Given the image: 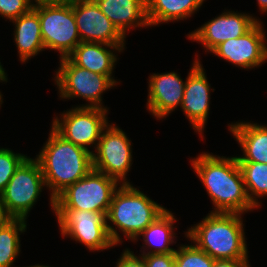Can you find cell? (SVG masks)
<instances>
[{
    "label": "cell",
    "instance_id": "obj_1",
    "mask_svg": "<svg viewBox=\"0 0 267 267\" xmlns=\"http://www.w3.org/2000/svg\"><path fill=\"white\" fill-rule=\"evenodd\" d=\"M190 164L213 205V210L209 212L243 215L257 210L247 196L236 156H219L202 151L190 158Z\"/></svg>",
    "mask_w": 267,
    "mask_h": 267
},
{
    "label": "cell",
    "instance_id": "obj_2",
    "mask_svg": "<svg viewBox=\"0 0 267 267\" xmlns=\"http://www.w3.org/2000/svg\"><path fill=\"white\" fill-rule=\"evenodd\" d=\"M40 164L49 205L54 212V198L67 186L86 176L93 168L92 153L67 141L52 127L48 139L34 157Z\"/></svg>",
    "mask_w": 267,
    "mask_h": 267
},
{
    "label": "cell",
    "instance_id": "obj_3",
    "mask_svg": "<svg viewBox=\"0 0 267 267\" xmlns=\"http://www.w3.org/2000/svg\"><path fill=\"white\" fill-rule=\"evenodd\" d=\"M238 213H208L184 232L192 242L214 260L249 259L245 221Z\"/></svg>",
    "mask_w": 267,
    "mask_h": 267
},
{
    "label": "cell",
    "instance_id": "obj_4",
    "mask_svg": "<svg viewBox=\"0 0 267 267\" xmlns=\"http://www.w3.org/2000/svg\"><path fill=\"white\" fill-rule=\"evenodd\" d=\"M139 188L132 183L121 184L113 194L106 223L109 236L116 246L123 243L122 235L126 241L133 242L167 210Z\"/></svg>",
    "mask_w": 267,
    "mask_h": 267
},
{
    "label": "cell",
    "instance_id": "obj_5",
    "mask_svg": "<svg viewBox=\"0 0 267 267\" xmlns=\"http://www.w3.org/2000/svg\"><path fill=\"white\" fill-rule=\"evenodd\" d=\"M58 69L53 75L54 85L58 89L60 100L75 98L86 101L72 107L108 109L103 102V94L117 85L106 75L89 71L74 65L67 57L59 58Z\"/></svg>",
    "mask_w": 267,
    "mask_h": 267
},
{
    "label": "cell",
    "instance_id": "obj_6",
    "mask_svg": "<svg viewBox=\"0 0 267 267\" xmlns=\"http://www.w3.org/2000/svg\"><path fill=\"white\" fill-rule=\"evenodd\" d=\"M33 9L38 13L45 50L67 57L81 42L73 12V0L38 2Z\"/></svg>",
    "mask_w": 267,
    "mask_h": 267
},
{
    "label": "cell",
    "instance_id": "obj_7",
    "mask_svg": "<svg viewBox=\"0 0 267 267\" xmlns=\"http://www.w3.org/2000/svg\"><path fill=\"white\" fill-rule=\"evenodd\" d=\"M121 184L92 168L54 198V209L87 210L107 215L112 197Z\"/></svg>",
    "mask_w": 267,
    "mask_h": 267
},
{
    "label": "cell",
    "instance_id": "obj_8",
    "mask_svg": "<svg viewBox=\"0 0 267 267\" xmlns=\"http://www.w3.org/2000/svg\"><path fill=\"white\" fill-rule=\"evenodd\" d=\"M45 188L40 164L29 156L0 193V200L12 219L27 220Z\"/></svg>",
    "mask_w": 267,
    "mask_h": 267
},
{
    "label": "cell",
    "instance_id": "obj_9",
    "mask_svg": "<svg viewBox=\"0 0 267 267\" xmlns=\"http://www.w3.org/2000/svg\"><path fill=\"white\" fill-rule=\"evenodd\" d=\"M108 114V109L72 107L57 113L50 127L67 141L93 153L102 131L110 123Z\"/></svg>",
    "mask_w": 267,
    "mask_h": 267
},
{
    "label": "cell",
    "instance_id": "obj_10",
    "mask_svg": "<svg viewBox=\"0 0 267 267\" xmlns=\"http://www.w3.org/2000/svg\"><path fill=\"white\" fill-rule=\"evenodd\" d=\"M53 213L63 239L71 238L84 245L89 252H101L116 246L109 236L103 212L54 209Z\"/></svg>",
    "mask_w": 267,
    "mask_h": 267
},
{
    "label": "cell",
    "instance_id": "obj_11",
    "mask_svg": "<svg viewBox=\"0 0 267 267\" xmlns=\"http://www.w3.org/2000/svg\"><path fill=\"white\" fill-rule=\"evenodd\" d=\"M132 146L131 138L123 129L115 122L109 123L92 153L93 169L116 179L120 184H131L127 176L133 167Z\"/></svg>",
    "mask_w": 267,
    "mask_h": 267
},
{
    "label": "cell",
    "instance_id": "obj_12",
    "mask_svg": "<svg viewBox=\"0 0 267 267\" xmlns=\"http://www.w3.org/2000/svg\"><path fill=\"white\" fill-rule=\"evenodd\" d=\"M199 56L198 53L195 55L192 66L184 78L186 85L180 108L185 118L188 119L189 125L192 126V130L194 129V133L198 134L203 141L211 109V92H214L215 89H212L208 81L206 70Z\"/></svg>",
    "mask_w": 267,
    "mask_h": 267
},
{
    "label": "cell",
    "instance_id": "obj_13",
    "mask_svg": "<svg viewBox=\"0 0 267 267\" xmlns=\"http://www.w3.org/2000/svg\"><path fill=\"white\" fill-rule=\"evenodd\" d=\"M258 21L261 19L254 14L224 9L220 15L189 32L186 38L203 45L205 53L208 54L226 40L242 36Z\"/></svg>",
    "mask_w": 267,
    "mask_h": 267
},
{
    "label": "cell",
    "instance_id": "obj_14",
    "mask_svg": "<svg viewBox=\"0 0 267 267\" xmlns=\"http://www.w3.org/2000/svg\"><path fill=\"white\" fill-rule=\"evenodd\" d=\"M262 21L238 38L228 39L211 54L244 70L259 68L267 63V34Z\"/></svg>",
    "mask_w": 267,
    "mask_h": 267
},
{
    "label": "cell",
    "instance_id": "obj_15",
    "mask_svg": "<svg viewBox=\"0 0 267 267\" xmlns=\"http://www.w3.org/2000/svg\"><path fill=\"white\" fill-rule=\"evenodd\" d=\"M73 12L81 42L126 46V38L102 13L95 0H73Z\"/></svg>",
    "mask_w": 267,
    "mask_h": 267
},
{
    "label": "cell",
    "instance_id": "obj_16",
    "mask_svg": "<svg viewBox=\"0 0 267 267\" xmlns=\"http://www.w3.org/2000/svg\"><path fill=\"white\" fill-rule=\"evenodd\" d=\"M146 110L157 120L166 119L181 106L186 80L177 71L150 73Z\"/></svg>",
    "mask_w": 267,
    "mask_h": 267
},
{
    "label": "cell",
    "instance_id": "obj_17",
    "mask_svg": "<svg viewBox=\"0 0 267 267\" xmlns=\"http://www.w3.org/2000/svg\"><path fill=\"white\" fill-rule=\"evenodd\" d=\"M126 46H114L99 42H80L67 58L77 66L108 76L117 86L121 81L113 76L119 61V53ZM118 80V81H117Z\"/></svg>",
    "mask_w": 267,
    "mask_h": 267
},
{
    "label": "cell",
    "instance_id": "obj_18",
    "mask_svg": "<svg viewBox=\"0 0 267 267\" xmlns=\"http://www.w3.org/2000/svg\"><path fill=\"white\" fill-rule=\"evenodd\" d=\"M102 13L127 38L136 28H149L146 0H95Z\"/></svg>",
    "mask_w": 267,
    "mask_h": 267
},
{
    "label": "cell",
    "instance_id": "obj_19",
    "mask_svg": "<svg viewBox=\"0 0 267 267\" xmlns=\"http://www.w3.org/2000/svg\"><path fill=\"white\" fill-rule=\"evenodd\" d=\"M227 126L243 153L241 156L236 155L238 162L267 164V124L240 120Z\"/></svg>",
    "mask_w": 267,
    "mask_h": 267
},
{
    "label": "cell",
    "instance_id": "obj_20",
    "mask_svg": "<svg viewBox=\"0 0 267 267\" xmlns=\"http://www.w3.org/2000/svg\"><path fill=\"white\" fill-rule=\"evenodd\" d=\"M177 220L174 213L167 209L141 232L133 241L134 244L140 239L143 241L139 255L174 253L176 248L170 246L178 241L175 233L177 227L174 226Z\"/></svg>",
    "mask_w": 267,
    "mask_h": 267
},
{
    "label": "cell",
    "instance_id": "obj_21",
    "mask_svg": "<svg viewBox=\"0 0 267 267\" xmlns=\"http://www.w3.org/2000/svg\"><path fill=\"white\" fill-rule=\"evenodd\" d=\"M11 22L14 26L13 42L18 50L20 63H28V60L45 51L39 16L33 8Z\"/></svg>",
    "mask_w": 267,
    "mask_h": 267
},
{
    "label": "cell",
    "instance_id": "obj_22",
    "mask_svg": "<svg viewBox=\"0 0 267 267\" xmlns=\"http://www.w3.org/2000/svg\"><path fill=\"white\" fill-rule=\"evenodd\" d=\"M206 0H146L150 27L189 19L201 9Z\"/></svg>",
    "mask_w": 267,
    "mask_h": 267
},
{
    "label": "cell",
    "instance_id": "obj_23",
    "mask_svg": "<svg viewBox=\"0 0 267 267\" xmlns=\"http://www.w3.org/2000/svg\"><path fill=\"white\" fill-rule=\"evenodd\" d=\"M27 221L11 219L0 228V267H13L20 256L21 238L27 230Z\"/></svg>",
    "mask_w": 267,
    "mask_h": 267
},
{
    "label": "cell",
    "instance_id": "obj_24",
    "mask_svg": "<svg viewBox=\"0 0 267 267\" xmlns=\"http://www.w3.org/2000/svg\"><path fill=\"white\" fill-rule=\"evenodd\" d=\"M251 204L259 209L261 198H267V164L257 162H238ZM259 200V201H258Z\"/></svg>",
    "mask_w": 267,
    "mask_h": 267
},
{
    "label": "cell",
    "instance_id": "obj_25",
    "mask_svg": "<svg viewBox=\"0 0 267 267\" xmlns=\"http://www.w3.org/2000/svg\"><path fill=\"white\" fill-rule=\"evenodd\" d=\"M177 245L174 252L177 267H213L215 260L192 242Z\"/></svg>",
    "mask_w": 267,
    "mask_h": 267
},
{
    "label": "cell",
    "instance_id": "obj_26",
    "mask_svg": "<svg viewBox=\"0 0 267 267\" xmlns=\"http://www.w3.org/2000/svg\"><path fill=\"white\" fill-rule=\"evenodd\" d=\"M27 154L0 147V193L5 189L19 166L28 158Z\"/></svg>",
    "mask_w": 267,
    "mask_h": 267
},
{
    "label": "cell",
    "instance_id": "obj_27",
    "mask_svg": "<svg viewBox=\"0 0 267 267\" xmlns=\"http://www.w3.org/2000/svg\"><path fill=\"white\" fill-rule=\"evenodd\" d=\"M33 6L32 0H0V17L9 23L29 12Z\"/></svg>",
    "mask_w": 267,
    "mask_h": 267
},
{
    "label": "cell",
    "instance_id": "obj_28",
    "mask_svg": "<svg viewBox=\"0 0 267 267\" xmlns=\"http://www.w3.org/2000/svg\"><path fill=\"white\" fill-rule=\"evenodd\" d=\"M122 254L117 259L114 267H146L145 260L142 255L134 254L130 248L122 250Z\"/></svg>",
    "mask_w": 267,
    "mask_h": 267
},
{
    "label": "cell",
    "instance_id": "obj_29",
    "mask_svg": "<svg viewBox=\"0 0 267 267\" xmlns=\"http://www.w3.org/2000/svg\"><path fill=\"white\" fill-rule=\"evenodd\" d=\"M146 267H172L175 264L174 253L142 255Z\"/></svg>",
    "mask_w": 267,
    "mask_h": 267
},
{
    "label": "cell",
    "instance_id": "obj_30",
    "mask_svg": "<svg viewBox=\"0 0 267 267\" xmlns=\"http://www.w3.org/2000/svg\"><path fill=\"white\" fill-rule=\"evenodd\" d=\"M250 259L215 260L213 267H251Z\"/></svg>",
    "mask_w": 267,
    "mask_h": 267
},
{
    "label": "cell",
    "instance_id": "obj_31",
    "mask_svg": "<svg viewBox=\"0 0 267 267\" xmlns=\"http://www.w3.org/2000/svg\"><path fill=\"white\" fill-rule=\"evenodd\" d=\"M12 218L7 214L4 205L0 200V228L3 227L7 222H9Z\"/></svg>",
    "mask_w": 267,
    "mask_h": 267
},
{
    "label": "cell",
    "instance_id": "obj_32",
    "mask_svg": "<svg viewBox=\"0 0 267 267\" xmlns=\"http://www.w3.org/2000/svg\"><path fill=\"white\" fill-rule=\"evenodd\" d=\"M258 4V12L260 11L261 13H263V15L265 13H267V0H256Z\"/></svg>",
    "mask_w": 267,
    "mask_h": 267
},
{
    "label": "cell",
    "instance_id": "obj_33",
    "mask_svg": "<svg viewBox=\"0 0 267 267\" xmlns=\"http://www.w3.org/2000/svg\"><path fill=\"white\" fill-rule=\"evenodd\" d=\"M7 76H8V74L6 73V70H5V68H3V64L0 61V79L5 81V82H8Z\"/></svg>",
    "mask_w": 267,
    "mask_h": 267
},
{
    "label": "cell",
    "instance_id": "obj_34",
    "mask_svg": "<svg viewBox=\"0 0 267 267\" xmlns=\"http://www.w3.org/2000/svg\"><path fill=\"white\" fill-rule=\"evenodd\" d=\"M15 267V266H14ZM24 267H53V266H47V265H43V264H35V265H30V266H24Z\"/></svg>",
    "mask_w": 267,
    "mask_h": 267
},
{
    "label": "cell",
    "instance_id": "obj_35",
    "mask_svg": "<svg viewBox=\"0 0 267 267\" xmlns=\"http://www.w3.org/2000/svg\"><path fill=\"white\" fill-rule=\"evenodd\" d=\"M34 3L38 2H52V1H64V0H32Z\"/></svg>",
    "mask_w": 267,
    "mask_h": 267
},
{
    "label": "cell",
    "instance_id": "obj_36",
    "mask_svg": "<svg viewBox=\"0 0 267 267\" xmlns=\"http://www.w3.org/2000/svg\"><path fill=\"white\" fill-rule=\"evenodd\" d=\"M3 94L1 93V91H0V109H1V107H2V104L4 103L3 102Z\"/></svg>",
    "mask_w": 267,
    "mask_h": 267
},
{
    "label": "cell",
    "instance_id": "obj_37",
    "mask_svg": "<svg viewBox=\"0 0 267 267\" xmlns=\"http://www.w3.org/2000/svg\"><path fill=\"white\" fill-rule=\"evenodd\" d=\"M0 82L3 83V84H4V83H7V82H5V81H3V80H1V79H0Z\"/></svg>",
    "mask_w": 267,
    "mask_h": 267
}]
</instances>
